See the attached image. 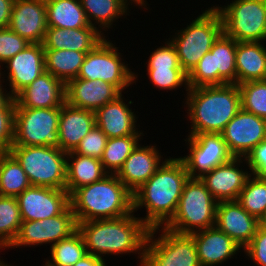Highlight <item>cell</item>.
I'll return each mask as SVG.
<instances>
[{
  "instance_id": "f907efd6",
  "label": "cell",
  "mask_w": 266,
  "mask_h": 266,
  "mask_svg": "<svg viewBox=\"0 0 266 266\" xmlns=\"http://www.w3.org/2000/svg\"><path fill=\"white\" fill-rule=\"evenodd\" d=\"M259 227L266 230V211L264 212L263 216L259 219Z\"/></svg>"
},
{
  "instance_id": "ffe728a7",
  "label": "cell",
  "mask_w": 266,
  "mask_h": 266,
  "mask_svg": "<svg viewBox=\"0 0 266 266\" xmlns=\"http://www.w3.org/2000/svg\"><path fill=\"white\" fill-rule=\"evenodd\" d=\"M155 144L139 143L117 172L118 179L134 193L140 188L168 158L164 159L161 150ZM159 149V150H158Z\"/></svg>"
},
{
  "instance_id": "4dcf8cb0",
  "label": "cell",
  "mask_w": 266,
  "mask_h": 266,
  "mask_svg": "<svg viewBox=\"0 0 266 266\" xmlns=\"http://www.w3.org/2000/svg\"><path fill=\"white\" fill-rule=\"evenodd\" d=\"M48 27L78 29L92 27L80 0H45Z\"/></svg>"
},
{
  "instance_id": "7bdbcfd3",
  "label": "cell",
  "mask_w": 266,
  "mask_h": 266,
  "mask_svg": "<svg viewBox=\"0 0 266 266\" xmlns=\"http://www.w3.org/2000/svg\"><path fill=\"white\" fill-rule=\"evenodd\" d=\"M15 99L0 109V153L8 152L14 140Z\"/></svg>"
},
{
  "instance_id": "816d5d0a",
  "label": "cell",
  "mask_w": 266,
  "mask_h": 266,
  "mask_svg": "<svg viewBox=\"0 0 266 266\" xmlns=\"http://www.w3.org/2000/svg\"><path fill=\"white\" fill-rule=\"evenodd\" d=\"M0 266H14V265H12L11 263L8 264L5 260H3L0 264ZM15 266H17V265H15Z\"/></svg>"
},
{
  "instance_id": "8d00e7d4",
  "label": "cell",
  "mask_w": 266,
  "mask_h": 266,
  "mask_svg": "<svg viewBox=\"0 0 266 266\" xmlns=\"http://www.w3.org/2000/svg\"><path fill=\"white\" fill-rule=\"evenodd\" d=\"M237 202L259 220L266 211V179L251 174L247 178Z\"/></svg>"
},
{
  "instance_id": "484cf974",
  "label": "cell",
  "mask_w": 266,
  "mask_h": 266,
  "mask_svg": "<svg viewBox=\"0 0 266 266\" xmlns=\"http://www.w3.org/2000/svg\"><path fill=\"white\" fill-rule=\"evenodd\" d=\"M95 125L94 111L76 108L65 102L61 106L58 124L60 149L66 153L74 151Z\"/></svg>"
},
{
  "instance_id": "836d02e7",
  "label": "cell",
  "mask_w": 266,
  "mask_h": 266,
  "mask_svg": "<svg viewBox=\"0 0 266 266\" xmlns=\"http://www.w3.org/2000/svg\"><path fill=\"white\" fill-rule=\"evenodd\" d=\"M145 135H129L108 138L103 156L100 159L104 170L108 174H117L131 152L142 141Z\"/></svg>"
},
{
  "instance_id": "f6af8a7d",
  "label": "cell",
  "mask_w": 266,
  "mask_h": 266,
  "mask_svg": "<svg viewBox=\"0 0 266 266\" xmlns=\"http://www.w3.org/2000/svg\"><path fill=\"white\" fill-rule=\"evenodd\" d=\"M245 160L252 175L266 179V140L254 147Z\"/></svg>"
},
{
  "instance_id": "681fc988",
  "label": "cell",
  "mask_w": 266,
  "mask_h": 266,
  "mask_svg": "<svg viewBox=\"0 0 266 266\" xmlns=\"http://www.w3.org/2000/svg\"><path fill=\"white\" fill-rule=\"evenodd\" d=\"M133 1L136 3L137 7L148 10L149 4L147 3V0H133Z\"/></svg>"
},
{
  "instance_id": "52a82bcc",
  "label": "cell",
  "mask_w": 266,
  "mask_h": 266,
  "mask_svg": "<svg viewBox=\"0 0 266 266\" xmlns=\"http://www.w3.org/2000/svg\"><path fill=\"white\" fill-rule=\"evenodd\" d=\"M33 186L65 190L67 153L47 146H11L8 151Z\"/></svg>"
},
{
  "instance_id": "f1b7e54d",
  "label": "cell",
  "mask_w": 266,
  "mask_h": 266,
  "mask_svg": "<svg viewBox=\"0 0 266 266\" xmlns=\"http://www.w3.org/2000/svg\"><path fill=\"white\" fill-rule=\"evenodd\" d=\"M236 84L266 79V47L264 42H237Z\"/></svg>"
},
{
  "instance_id": "7a4b0ae2",
  "label": "cell",
  "mask_w": 266,
  "mask_h": 266,
  "mask_svg": "<svg viewBox=\"0 0 266 266\" xmlns=\"http://www.w3.org/2000/svg\"><path fill=\"white\" fill-rule=\"evenodd\" d=\"M131 213L129 215L104 220L77 223L88 254L105 259L111 255L136 254L138 266H143L145 243L149 228Z\"/></svg>"
},
{
  "instance_id": "603a6c76",
  "label": "cell",
  "mask_w": 266,
  "mask_h": 266,
  "mask_svg": "<svg viewBox=\"0 0 266 266\" xmlns=\"http://www.w3.org/2000/svg\"><path fill=\"white\" fill-rule=\"evenodd\" d=\"M9 28L30 43H42L48 28L45 0H15Z\"/></svg>"
},
{
  "instance_id": "9c48e42d",
  "label": "cell",
  "mask_w": 266,
  "mask_h": 266,
  "mask_svg": "<svg viewBox=\"0 0 266 266\" xmlns=\"http://www.w3.org/2000/svg\"><path fill=\"white\" fill-rule=\"evenodd\" d=\"M212 5L221 15L223 33L227 37L237 42L266 41L264 0H232L224 6Z\"/></svg>"
},
{
  "instance_id": "d6a6232c",
  "label": "cell",
  "mask_w": 266,
  "mask_h": 266,
  "mask_svg": "<svg viewBox=\"0 0 266 266\" xmlns=\"http://www.w3.org/2000/svg\"><path fill=\"white\" fill-rule=\"evenodd\" d=\"M30 186L18 161L9 152L0 153V195L17 197Z\"/></svg>"
},
{
  "instance_id": "2e32d148",
  "label": "cell",
  "mask_w": 266,
  "mask_h": 266,
  "mask_svg": "<svg viewBox=\"0 0 266 266\" xmlns=\"http://www.w3.org/2000/svg\"><path fill=\"white\" fill-rule=\"evenodd\" d=\"M220 134L234 157L245 158L266 140V120L241 109Z\"/></svg>"
},
{
  "instance_id": "3957f363",
  "label": "cell",
  "mask_w": 266,
  "mask_h": 266,
  "mask_svg": "<svg viewBox=\"0 0 266 266\" xmlns=\"http://www.w3.org/2000/svg\"><path fill=\"white\" fill-rule=\"evenodd\" d=\"M185 96L182 102L187 113V121L189 120L191 124L188 135L220 134L241 110V97L237 84L189 87Z\"/></svg>"
},
{
  "instance_id": "1f68e13d",
  "label": "cell",
  "mask_w": 266,
  "mask_h": 266,
  "mask_svg": "<svg viewBox=\"0 0 266 266\" xmlns=\"http://www.w3.org/2000/svg\"><path fill=\"white\" fill-rule=\"evenodd\" d=\"M87 52L44 49L45 71L66 84L77 78Z\"/></svg>"
},
{
  "instance_id": "8fae6325",
  "label": "cell",
  "mask_w": 266,
  "mask_h": 266,
  "mask_svg": "<svg viewBox=\"0 0 266 266\" xmlns=\"http://www.w3.org/2000/svg\"><path fill=\"white\" fill-rule=\"evenodd\" d=\"M61 107H15L12 146H47L60 148L58 124Z\"/></svg>"
},
{
  "instance_id": "4fadbf2b",
  "label": "cell",
  "mask_w": 266,
  "mask_h": 266,
  "mask_svg": "<svg viewBox=\"0 0 266 266\" xmlns=\"http://www.w3.org/2000/svg\"><path fill=\"white\" fill-rule=\"evenodd\" d=\"M186 137L184 141L188 153L179 158L184 162L189 178H201L234 157L219 133H200Z\"/></svg>"
},
{
  "instance_id": "bcb514c9",
  "label": "cell",
  "mask_w": 266,
  "mask_h": 266,
  "mask_svg": "<svg viewBox=\"0 0 266 266\" xmlns=\"http://www.w3.org/2000/svg\"><path fill=\"white\" fill-rule=\"evenodd\" d=\"M15 0H0V29L8 28Z\"/></svg>"
},
{
  "instance_id": "83f0119b",
  "label": "cell",
  "mask_w": 266,
  "mask_h": 266,
  "mask_svg": "<svg viewBox=\"0 0 266 266\" xmlns=\"http://www.w3.org/2000/svg\"><path fill=\"white\" fill-rule=\"evenodd\" d=\"M80 3L89 24L104 36L119 18L127 19L132 5L137 6L133 0H80Z\"/></svg>"
},
{
  "instance_id": "f546056e",
  "label": "cell",
  "mask_w": 266,
  "mask_h": 266,
  "mask_svg": "<svg viewBox=\"0 0 266 266\" xmlns=\"http://www.w3.org/2000/svg\"><path fill=\"white\" fill-rule=\"evenodd\" d=\"M108 173L100 159L76 154L73 151L66 157V188L71 195L81 186L102 180Z\"/></svg>"
},
{
  "instance_id": "ac0fdd59",
  "label": "cell",
  "mask_w": 266,
  "mask_h": 266,
  "mask_svg": "<svg viewBox=\"0 0 266 266\" xmlns=\"http://www.w3.org/2000/svg\"><path fill=\"white\" fill-rule=\"evenodd\" d=\"M245 164V158L233 157L204 174L200 180L217 202L237 201L247 178L251 175L248 166L244 168Z\"/></svg>"
},
{
  "instance_id": "ab89813d",
  "label": "cell",
  "mask_w": 266,
  "mask_h": 266,
  "mask_svg": "<svg viewBox=\"0 0 266 266\" xmlns=\"http://www.w3.org/2000/svg\"><path fill=\"white\" fill-rule=\"evenodd\" d=\"M108 138L96 125L82 138L79 145L73 151L83 156L101 159Z\"/></svg>"
},
{
  "instance_id": "e0dca14e",
  "label": "cell",
  "mask_w": 266,
  "mask_h": 266,
  "mask_svg": "<svg viewBox=\"0 0 266 266\" xmlns=\"http://www.w3.org/2000/svg\"><path fill=\"white\" fill-rule=\"evenodd\" d=\"M23 221L44 220L60 215L70 205L66 190L33 186L17 197Z\"/></svg>"
},
{
  "instance_id": "60d3db41",
  "label": "cell",
  "mask_w": 266,
  "mask_h": 266,
  "mask_svg": "<svg viewBox=\"0 0 266 266\" xmlns=\"http://www.w3.org/2000/svg\"><path fill=\"white\" fill-rule=\"evenodd\" d=\"M163 46H157L145 61L146 68H181L176 49L169 39L163 40Z\"/></svg>"
},
{
  "instance_id": "44dd1931",
  "label": "cell",
  "mask_w": 266,
  "mask_h": 266,
  "mask_svg": "<svg viewBox=\"0 0 266 266\" xmlns=\"http://www.w3.org/2000/svg\"><path fill=\"white\" fill-rule=\"evenodd\" d=\"M121 94L114 85L99 79L75 78L65 84V102L68 105L94 112Z\"/></svg>"
},
{
  "instance_id": "7dc6e473",
  "label": "cell",
  "mask_w": 266,
  "mask_h": 266,
  "mask_svg": "<svg viewBox=\"0 0 266 266\" xmlns=\"http://www.w3.org/2000/svg\"><path fill=\"white\" fill-rule=\"evenodd\" d=\"M106 261V259H103L101 257L87 254L73 266H108V263H106Z\"/></svg>"
},
{
  "instance_id": "e575fe53",
  "label": "cell",
  "mask_w": 266,
  "mask_h": 266,
  "mask_svg": "<svg viewBox=\"0 0 266 266\" xmlns=\"http://www.w3.org/2000/svg\"><path fill=\"white\" fill-rule=\"evenodd\" d=\"M50 257L41 266H73L88 254L81 234L74 232L70 237L50 247Z\"/></svg>"
},
{
  "instance_id": "c3c4849f",
  "label": "cell",
  "mask_w": 266,
  "mask_h": 266,
  "mask_svg": "<svg viewBox=\"0 0 266 266\" xmlns=\"http://www.w3.org/2000/svg\"><path fill=\"white\" fill-rule=\"evenodd\" d=\"M0 80V109H2L13 97L7 90V86Z\"/></svg>"
},
{
  "instance_id": "30bf717a",
  "label": "cell",
  "mask_w": 266,
  "mask_h": 266,
  "mask_svg": "<svg viewBox=\"0 0 266 266\" xmlns=\"http://www.w3.org/2000/svg\"><path fill=\"white\" fill-rule=\"evenodd\" d=\"M143 266L201 265L191 234H180L165 227H159L149 230Z\"/></svg>"
},
{
  "instance_id": "d6986e66",
  "label": "cell",
  "mask_w": 266,
  "mask_h": 266,
  "mask_svg": "<svg viewBox=\"0 0 266 266\" xmlns=\"http://www.w3.org/2000/svg\"><path fill=\"white\" fill-rule=\"evenodd\" d=\"M134 101L125 99L121 94L114 101L105 104L95 111L96 126L99 127L107 138H117L129 135H144L135 111L132 110ZM139 129V130H138Z\"/></svg>"
},
{
  "instance_id": "5bb4252c",
  "label": "cell",
  "mask_w": 266,
  "mask_h": 266,
  "mask_svg": "<svg viewBox=\"0 0 266 266\" xmlns=\"http://www.w3.org/2000/svg\"><path fill=\"white\" fill-rule=\"evenodd\" d=\"M77 231L75 214L69 205L60 215L36 221H22L18 234L9 248L18 249L49 244L70 237Z\"/></svg>"
},
{
  "instance_id": "7c38bea8",
  "label": "cell",
  "mask_w": 266,
  "mask_h": 266,
  "mask_svg": "<svg viewBox=\"0 0 266 266\" xmlns=\"http://www.w3.org/2000/svg\"><path fill=\"white\" fill-rule=\"evenodd\" d=\"M237 41L222 33L188 74L189 87L236 84Z\"/></svg>"
},
{
  "instance_id": "8992f818",
  "label": "cell",
  "mask_w": 266,
  "mask_h": 266,
  "mask_svg": "<svg viewBox=\"0 0 266 266\" xmlns=\"http://www.w3.org/2000/svg\"><path fill=\"white\" fill-rule=\"evenodd\" d=\"M217 204L200 178H189L184 184L175 214L164 227L180 234L213 227Z\"/></svg>"
},
{
  "instance_id": "6da1fadb",
  "label": "cell",
  "mask_w": 266,
  "mask_h": 266,
  "mask_svg": "<svg viewBox=\"0 0 266 266\" xmlns=\"http://www.w3.org/2000/svg\"><path fill=\"white\" fill-rule=\"evenodd\" d=\"M189 179L184 162L168 157L157 171L133 193V212L146 210L139 217L151 230L164 227L176 212L185 182Z\"/></svg>"
},
{
  "instance_id": "ba28073f",
  "label": "cell",
  "mask_w": 266,
  "mask_h": 266,
  "mask_svg": "<svg viewBox=\"0 0 266 266\" xmlns=\"http://www.w3.org/2000/svg\"><path fill=\"white\" fill-rule=\"evenodd\" d=\"M108 39L105 37L93 50L87 52L77 78L99 79L114 85L123 94L128 93L126 89L139 79L138 72L128 67L123 53L119 52L120 48L116 47L115 41Z\"/></svg>"
},
{
  "instance_id": "4316f807",
  "label": "cell",
  "mask_w": 266,
  "mask_h": 266,
  "mask_svg": "<svg viewBox=\"0 0 266 266\" xmlns=\"http://www.w3.org/2000/svg\"><path fill=\"white\" fill-rule=\"evenodd\" d=\"M105 37L108 36L102 35L95 27L78 29L48 27L42 45L44 49L90 52Z\"/></svg>"
},
{
  "instance_id": "b9f144b4",
  "label": "cell",
  "mask_w": 266,
  "mask_h": 266,
  "mask_svg": "<svg viewBox=\"0 0 266 266\" xmlns=\"http://www.w3.org/2000/svg\"><path fill=\"white\" fill-rule=\"evenodd\" d=\"M30 42L9 27L0 29V70L3 64L22 51Z\"/></svg>"
},
{
  "instance_id": "cb8c5ba5",
  "label": "cell",
  "mask_w": 266,
  "mask_h": 266,
  "mask_svg": "<svg viewBox=\"0 0 266 266\" xmlns=\"http://www.w3.org/2000/svg\"><path fill=\"white\" fill-rule=\"evenodd\" d=\"M201 266H222L243 249L216 226L191 233ZM229 259V260H228Z\"/></svg>"
},
{
  "instance_id": "d4e9b609",
  "label": "cell",
  "mask_w": 266,
  "mask_h": 266,
  "mask_svg": "<svg viewBox=\"0 0 266 266\" xmlns=\"http://www.w3.org/2000/svg\"><path fill=\"white\" fill-rule=\"evenodd\" d=\"M15 107L56 108L65 103V84L49 72H43L15 97Z\"/></svg>"
},
{
  "instance_id": "9a60e30c",
  "label": "cell",
  "mask_w": 266,
  "mask_h": 266,
  "mask_svg": "<svg viewBox=\"0 0 266 266\" xmlns=\"http://www.w3.org/2000/svg\"><path fill=\"white\" fill-rule=\"evenodd\" d=\"M3 65L7 72L4 70V73L0 70V80L8 85L9 88L7 87V89L10 90L9 93L14 98L21 90L45 72L42 43H29Z\"/></svg>"
},
{
  "instance_id": "277c9868",
  "label": "cell",
  "mask_w": 266,
  "mask_h": 266,
  "mask_svg": "<svg viewBox=\"0 0 266 266\" xmlns=\"http://www.w3.org/2000/svg\"><path fill=\"white\" fill-rule=\"evenodd\" d=\"M70 205L77 223L116 219L133 213V193L116 174H108L76 189L70 195Z\"/></svg>"
},
{
  "instance_id": "f35d334b",
  "label": "cell",
  "mask_w": 266,
  "mask_h": 266,
  "mask_svg": "<svg viewBox=\"0 0 266 266\" xmlns=\"http://www.w3.org/2000/svg\"><path fill=\"white\" fill-rule=\"evenodd\" d=\"M146 72L150 84L158 91H177L183 87L187 94L189 90L188 74L182 68H146Z\"/></svg>"
},
{
  "instance_id": "5b68a950",
  "label": "cell",
  "mask_w": 266,
  "mask_h": 266,
  "mask_svg": "<svg viewBox=\"0 0 266 266\" xmlns=\"http://www.w3.org/2000/svg\"><path fill=\"white\" fill-rule=\"evenodd\" d=\"M168 38L174 45L181 68L189 74L223 33L220 13L211 5ZM189 24V25H188ZM176 30V31H175ZM172 37V38H171Z\"/></svg>"
},
{
  "instance_id": "ee69618b",
  "label": "cell",
  "mask_w": 266,
  "mask_h": 266,
  "mask_svg": "<svg viewBox=\"0 0 266 266\" xmlns=\"http://www.w3.org/2000/svg\"><path fill=\"white\" fill-rule=\"evenodd\" d=\"M242 252L255 266H266V230L258 227L256 234Z\"/></svg>"
},
{
  "instance_id": "d590c367",
  "label": "cell",
  "mask_w": 266,
  "mask_h": 266,
  "mask_svg": "<svg viewBox=\"0 0 266 266\" xmlns=\"http://www.w3.org/2000/svg\"><path fill=\"white\" fill-rule=\"evenodd\" d=\"M18 200L0 195V251L6 250L16 238L22 223Z\"/></svg>"
},
{
  "instance_id": "74e56055",
  "label": "cell",
  "mask_w": 266,
  "mask_h": 266,
  "mask_svg": "<svg viewBox=\"0 0 266 266\" xmlns=\"http://www.w3.org/2000/svg\"><path fill=\"white\" fill-rule=\"evenodd\" d=\"M241 109L266 120V79L238 85Z\"/></svg>"
},
{
  "instance_id": "7402d4cb",
  "label": "cell",
  "mask_w": 266,
  "mask_h": 266,
  "mask_svg": "<svg viewBox=\"0 0 266 266\" xmlns=\"http://www.w3.org/2000/svg\"><path fill=\"white\" fill-rule=\"evenodd\" d=\"M215 226L244 249L256 234L259 220L237 201H221L217 204Z\"/></svg>"
}]
</instances>
